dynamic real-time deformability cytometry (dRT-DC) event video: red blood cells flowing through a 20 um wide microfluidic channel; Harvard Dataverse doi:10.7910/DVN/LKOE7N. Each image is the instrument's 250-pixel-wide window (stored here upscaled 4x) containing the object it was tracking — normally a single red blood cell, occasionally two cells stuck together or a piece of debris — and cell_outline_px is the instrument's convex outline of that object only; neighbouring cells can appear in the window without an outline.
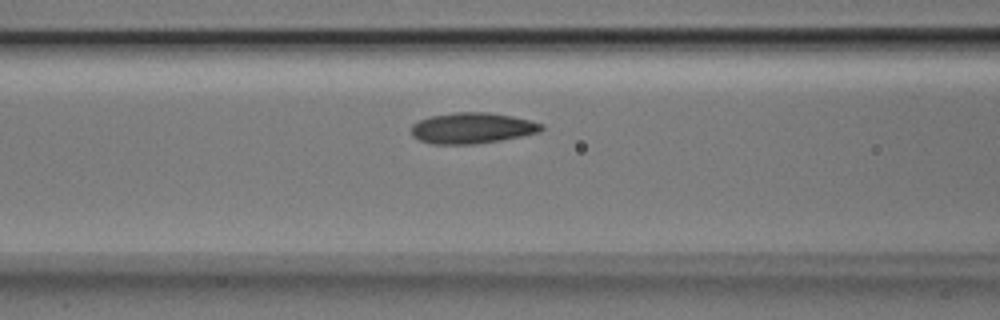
{"species": "Egyptian fruit bat (a non-hibernating species)", "species_latin": "Rousettus aegyptiacus", "temperature_condition": "room temperature", "stored_images_in_passage": 34, "camera_frame_rate_fps": 3000, "um_per_image_px": 0.085, "animal": {"sex": "male"}, "frame": {"image": 1, "passage_image": 9, "time_ms": 2.667, "image_size_px": [1000, 320], "cell_outline_px": [[544, 128], [540, 132], [500, 140], [476, 144], [432, 144], [420, 140], [412, 136], [412, 124], [428, 116], [456, 112], [488, 112], [512, 116], [544, 124]], "centroid_in_image_um": [40.12, 10.88], "position_along_channel_um": 126.5, "area_um2": 23.41}}
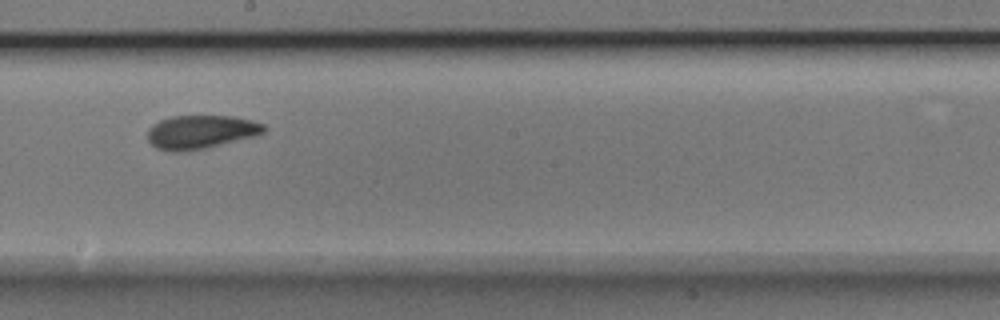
{"frame": {"image": 2, "passage_image": 17, "time_ms": 5.333, "image_size_px": [1000, 320], "cell_outline_px": [[268, 128], [264, 132], [256, 136], [188, 152], [172, 152], [156, 148], [148, 140], [148, 128], [152, 124], [160, 120], [172, 116], [232, 116], [252, 120], [264, 124]], "centroid_in_image_um": [17.07, 11.22], "position_along_channel_um": 231.1, "area_um2": 23.0}}
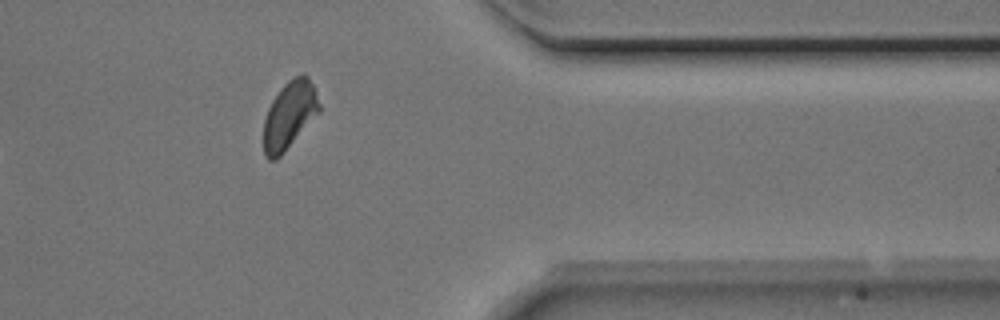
{"frame": {"image": 3, "passage_image": 30, "time_ms": 9.667, "image_size_px": [1000, 320], "cell_outline_px": [[320, 112], [284, 152], [276, 160], [268, 160], [264, 156], [264, 120], [268, 108], [272, 100], [280, 88], [288, 80], [296, 76], [308, 76], [312, 84], [320, 104]], "centroid_in_image_um": [24.58, 9.81], "position_along_channel_um": 386.8, "area_um2": 21.73}, "authors_computed_cell_mechanics": {"area_um2": 23.0333, "velocity_mm_per_s": 3.9369, "shape_relaxation_time_tau1_ms": 2.5161, "shape_relaxation_time_tau2_ms": 1.4639, "deformation_change_tau1": 0.117, "deformation_change_tau2": 0.052}}